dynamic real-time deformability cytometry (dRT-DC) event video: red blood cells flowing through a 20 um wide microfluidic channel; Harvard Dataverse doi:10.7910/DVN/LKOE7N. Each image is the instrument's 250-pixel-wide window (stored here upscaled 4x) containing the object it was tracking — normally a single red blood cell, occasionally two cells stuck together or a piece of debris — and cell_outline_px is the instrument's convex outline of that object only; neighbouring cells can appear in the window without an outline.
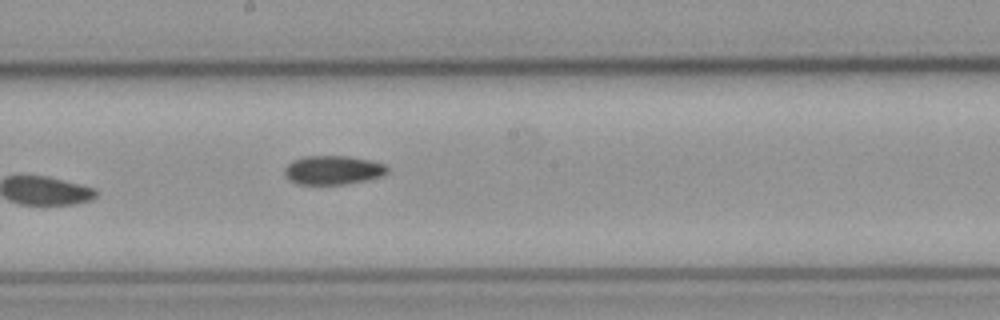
{"species": "common noctule bat (a hibernating species)", "species_latin": "Nyctalus noctula", "temperature_condition": "cold", "stored_images_in_passage": 8, "camera_frame_rate_fps": 3000, "um_per_image_px": 0.085, "animal": {"sex": "male", "body_mass_g": 23.1, "forearm_length_mm": 52.7}, "frame": {"image": 1, "passage_image": 8, "time_ms": 2.333, "image_size_px": [1000, 320], "cell_outline_px": [[388, 172], [380, 176], [368, 180], [344, 184], [296, 184], [288, 180], [284, 176], [284, 168], [292, 160], [304, 156], [348, 156], [372, 160], [384, 164], [388, 168]], "centroid_in_image_um": [28.27, 14.45], "position_along_channel_um": 219.9, "area_um2": 17.51}}